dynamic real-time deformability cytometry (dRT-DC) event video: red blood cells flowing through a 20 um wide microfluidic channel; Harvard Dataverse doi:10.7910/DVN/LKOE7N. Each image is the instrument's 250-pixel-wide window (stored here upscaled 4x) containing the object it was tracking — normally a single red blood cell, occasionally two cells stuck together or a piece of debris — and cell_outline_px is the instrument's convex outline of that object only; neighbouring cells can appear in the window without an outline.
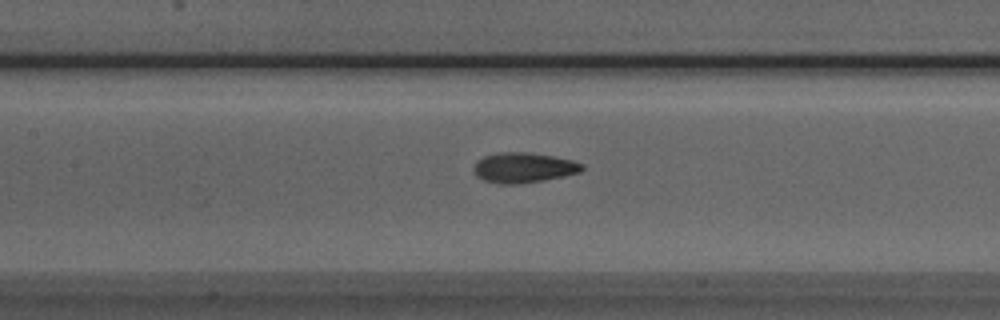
{"species": "Egyptian fruit bat (a non-hibernating species)", "species_latin": "Rousettus aegyptiacus", "temperature_condition": "room temperature", "stored_images_in_passage": 37, "camera_frame_rate_fps": 3000, "um_per_image_px": 0.085, "animal": {"sex": "male"}, "frame": {"image": 1, "passage_image": 11, "time_ms": 3.333, "image_size_px": [1000, 320], "cell_outline_px": [[584, 168], [580, 172], [544, 180], [520, 184], [500, 184], [484, 180], [476, 176], [472, 168], [476, 160], [484, 156], [496, 152], [528, 152], [552, 156], [572, 160], [584, 164]], "centroid_in_image_um": [44.46, 14.24], "position_along_channel_um": 162.9, "area_um2": 19.19}}
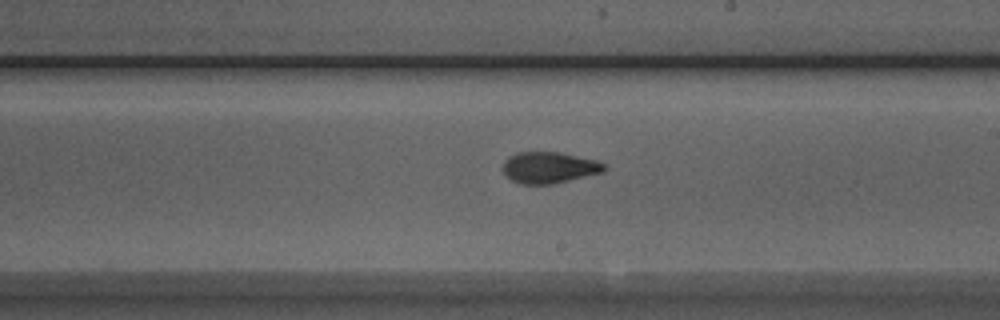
{"frame": {"image": 2, "passage_image": 17, "time_ms": 5.333, "image_size_px": [1000, 320], "cell_outline_px": [[608, 168], [604, 172], [552, 184], [520, 184], [512, 180], [504, 172], [504, 160], [508, 156], [516, 152], [560, 152], [596, 160], [604, 164]], "centroid_in_image_um": [46.69, 14.23], "position_along_channel_um": 242.3, "area_um2": 18.5}}
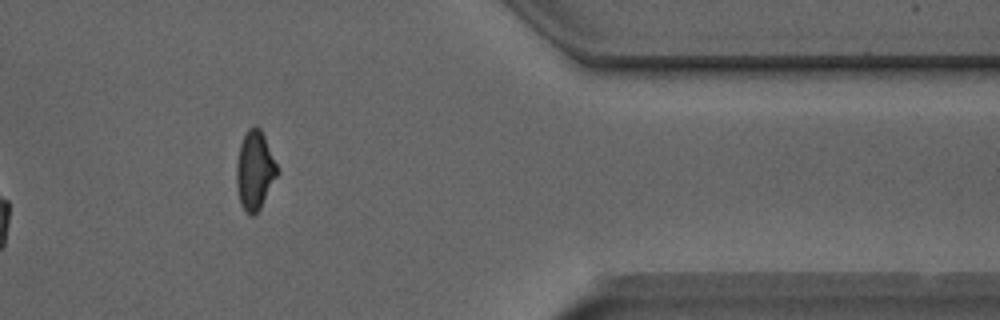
{"frame": {"image": 3, "passage_image": 30, "time_ms": 9.667, "image_size_px": [1000, 320], "cell_outline_px": [[280, 172], [260, 208], [252, 216], [248, 216], [240, 204], [236, 188], [236, 164], [240, 144], [248, 128], [256, 124], [260, 128], [264, 136]], "centroid_in_image_um": [21.65, 14.5], "position_along_channel_um": 389.8, "area_um2": 18.9}, "authors_computed_cell_mechanics": {"area_um2": 18.7272, "velocity_mm_per_s": 3.9816, "shape_relaxation_time_tau1_ms": 5.1983, "shape_relaxation_time_tau2_ms": 1.9137, "deformation_change_tau1": 0.1516, "deformation_change_tau2": 0.082}}